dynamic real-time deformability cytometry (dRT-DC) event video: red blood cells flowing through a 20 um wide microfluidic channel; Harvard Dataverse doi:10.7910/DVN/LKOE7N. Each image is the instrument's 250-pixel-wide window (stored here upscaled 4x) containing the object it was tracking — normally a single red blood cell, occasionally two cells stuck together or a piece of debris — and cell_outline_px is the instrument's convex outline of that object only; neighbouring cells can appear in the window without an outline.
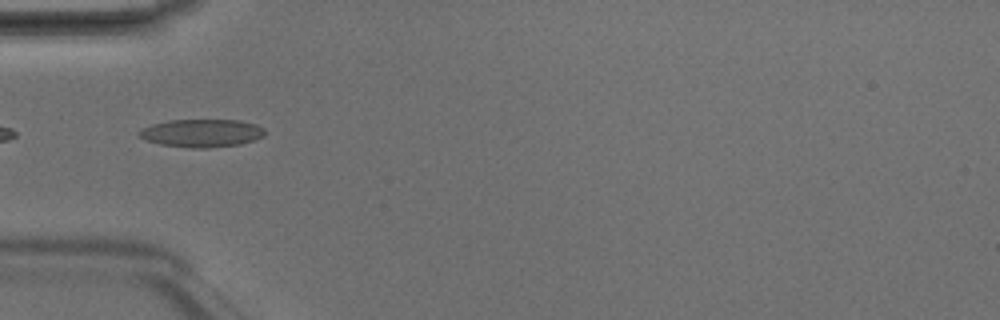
{"species": "Egyptian fruit bat (a non-hibernating species)", "species_latin": "Rousettus aegyptiacus", "temperature_condition": "room temperature", "stored_images_in_passage": 3, "camera_frame_rate_fps": 3000, "um_per_image_px": 0.085, "animal": {"sex": "male"}, "frame": {"image": 1, "passage_image": 3, "time_ms": 0.667, "image_size_px": [1000, 320], "cell_outline_px": [[264, 136], [256, 140], [240, 144], [208, 148], [188, 148], [160, 144], [144, 140], [136, 136], [136, 132], [140, 128], [152, 124], [168, 120], [240, 120], [256, 124], [264, 128]], "centroid_in_image_um": [17.09, 11.31], "position_along_channel_um": 67.9, "area_um2": 20.87}}